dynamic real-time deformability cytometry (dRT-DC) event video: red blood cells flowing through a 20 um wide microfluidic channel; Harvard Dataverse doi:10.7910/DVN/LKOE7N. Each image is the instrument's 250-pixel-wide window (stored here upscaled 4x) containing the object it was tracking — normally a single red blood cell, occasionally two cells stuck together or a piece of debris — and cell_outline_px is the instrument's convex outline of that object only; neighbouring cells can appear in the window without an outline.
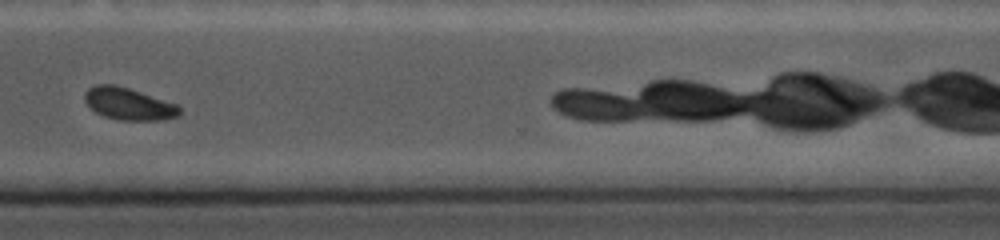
{"species": "common noctule bat (a hibernating species)", "species_latin": "Nyctalus noctula", "temperature_condition": "cold", "stored_images_in_passage": 32, "camera_frame_rate_fps": 5000, "um_per_image_px": 0.085, "animal": {"sex": "female", "body_mass_g": 19.0, "forearm_length_mm": 56.7}, "frame": {"image": 1, "passage_image": 28, "time_ms": 7.8, "image_size_px": [1000, 240], "cell_outline_px": [[180, 116], [164, 120], [120, 120], [104, 116], [96, 112], [84, 100], [84, 96], [88, 88], [96, 84], [116, 84], [180, 104]], "centroid_in_image_um": [10.99, 8.82], "position_along_channel_um": 359.6, "area_um2": 17.98}}